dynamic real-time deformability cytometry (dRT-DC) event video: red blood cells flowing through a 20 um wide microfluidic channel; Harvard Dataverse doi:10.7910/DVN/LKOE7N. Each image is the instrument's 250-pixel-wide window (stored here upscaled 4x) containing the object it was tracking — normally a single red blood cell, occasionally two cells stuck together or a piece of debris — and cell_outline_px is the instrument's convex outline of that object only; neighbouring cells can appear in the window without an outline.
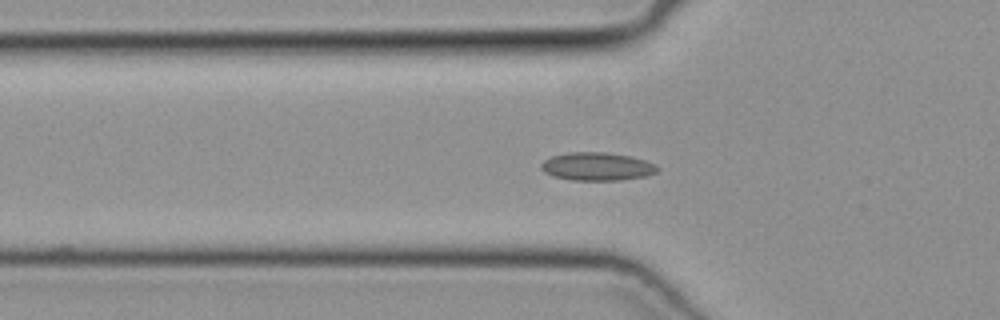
{"species": "common noctule bat (a hibernating species)", "species_latin": "Nyctalus noctula", "temperature_condition": "cold", "stored_images_in_passage": 11, "camera_frame_rate_fps": 3000, "um_per_image_px": 0.085, "animal": {"sex": "female", "body_mass_g": 19.3, "forearm_length_mm": 54.1}, "frame": {"image": 1, "passage_image": 6, "time_ms": 1.667, "image_size_px": [1000, 320], "cell_outline_px": [[660, 168], [656, 172], [644, 176], [620, 180], [572, 180], [552, 176], [544, 172], [540, 168], [540, 164], [544, 160], [552, 156], [572, 152], [604, 152], [628, 156], [644, 160], [656, 164]], "centroid_in_image_um": [50.72, 14.15], "position_along_channel_um": 75.1, "area_um2": 18.96}}
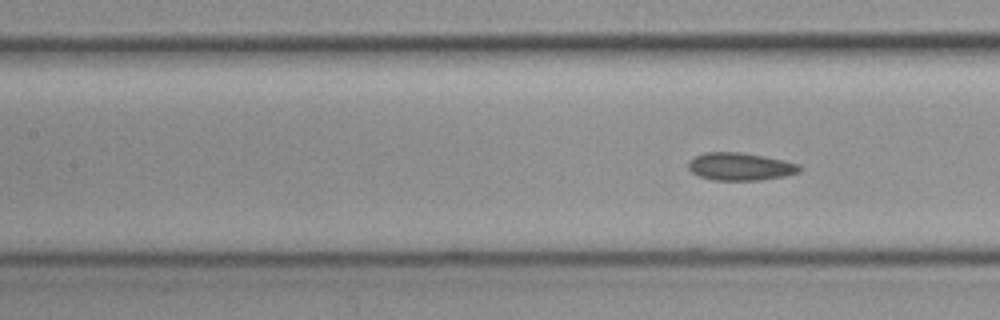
{"frame": {"image": 2, "passage_image": 11, "time_ms": 3.333, "image_size_px": [1000, 320], "cell_outline_px": [[804, 168], [800, 172], [784, 176], [760, 180], [712, 180], [700, 176], [692, 172], [688, 168], [688, 160], [704, 152], [740, 152], [764, 156], [784, 160], [800, 164]], "centroid_in_image_um": [62.94, 14.15], "position_along_channel_um": 144.5, "area_um2": 18.09}}